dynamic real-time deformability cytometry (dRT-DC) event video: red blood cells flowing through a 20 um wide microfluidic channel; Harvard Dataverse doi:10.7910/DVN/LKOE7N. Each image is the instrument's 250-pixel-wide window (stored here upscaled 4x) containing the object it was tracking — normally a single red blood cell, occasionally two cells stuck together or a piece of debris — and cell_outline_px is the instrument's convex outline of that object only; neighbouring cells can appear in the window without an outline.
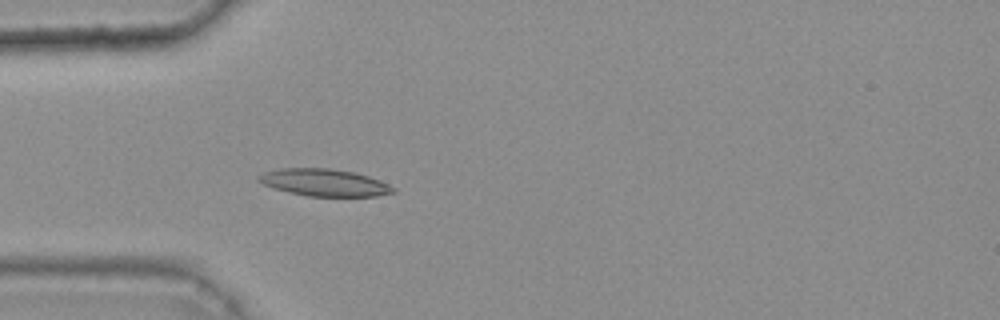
{"species": "common noctule bat (a hibernating species)", "species_latin": "Nyctalus noctula", "temperature_condition": "warm", "stored_images_in_passage": 44, "camera_frame_rate_fps": 3000, "um_per_image_px": 0.085, "animal": {"sex": "female", "body_mass_g": 25.1}, "frame": {"image": 1, "passage_image": 15, "time_ms": 4.667, "image_size_px": [1000, 320], "cell_outline_px": [[396, 192], [376, 196], [308, 196], [288, 192], [272, 188], [256, 180], [256, 176], [264, 172], [280, 168], [332, 168], [356, 172], [380, 180], [396, 188]], "centroid_in_image_um": [27.56, 15.51], "position_along_channel_um": 57.4, "area_um2": 21.5}}
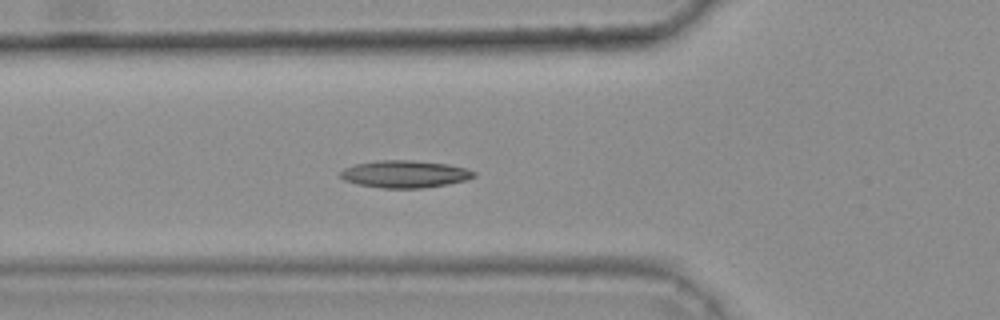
{"frame": {"image": 2, "passage_image": 18, "time_ms": 5.667, "image_size_px": [1000, 320], "cell_outline_px": [[476, 176], [464, 180], [448, 184], [420, 188], [380, 188], [356, 184], [344, 180], [340, 176], [340, 172], [344, 168], [356, 164], [376, 160], [412, 160], [448, 164], [468, 168], [476, 172]], "centroid_in_image_um": [34.41, 14.79], "position_along_channel_um": 91.4, "area_um2": 21.33}}
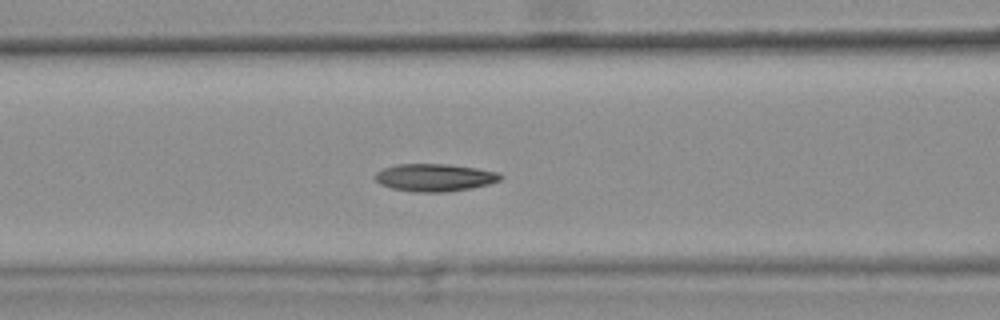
{"frame": {"image": 3, "passage_image": 21, "time_ms": 6.667, "image_size_px": [1000, 320], "cell_outline_px": [[504, 176], [500, 180], [488, 184], [472, 188], [448, 192], [416, 192], [392, 188], [380, 184], [376, 180], [376, 172], [384, 168], [396, 164], [448, 164], [476, 168], [500, 172]], "centroid_in_image_um": [36.98, 15.09], "position_along_channel_um": 129.6, "area_um2": 20.17}, "authors_computed_cell_mechanics": {"area_um2": 20.1433, "velocity_mm_per_s": 3.7921, "shape_relaxation_time_tau1_ms": 6.5755, "shape_relaxation_time_tau2_ms": 3.023, "deformation_change_tau1": 0.1402, "deformation_change_tau2": 0.0869}}